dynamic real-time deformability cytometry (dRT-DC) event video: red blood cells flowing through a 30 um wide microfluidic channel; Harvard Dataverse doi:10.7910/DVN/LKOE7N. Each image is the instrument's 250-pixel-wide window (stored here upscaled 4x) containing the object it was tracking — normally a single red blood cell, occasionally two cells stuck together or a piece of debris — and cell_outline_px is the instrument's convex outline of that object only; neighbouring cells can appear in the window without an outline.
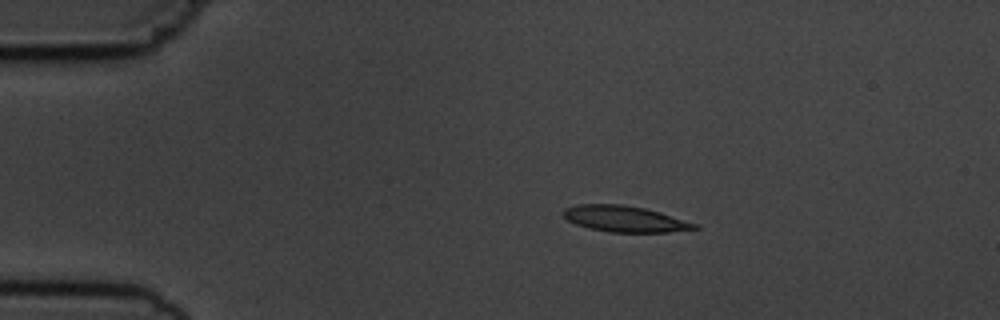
{"species": "common noctule bat (a hibernating species)", "species_latin": "Nyctalus noctula", "temperature_condition": "cold", "stored_images_in_passage": 9, "camera_frame_rate_fps": 3000, "um_per_image_px": 0.085, "animal": {"sex": "male", "body_mass_g": 19.5, "forearm_length_mm": 54.6}, "frame": {"image": 1, "passage_image": 3, "time_ms": 2.333, "image_size_px": [1000, 320], "cell_outline_px": [[700, 228], [668, 232], [608, 232], [588, 228], [576, 224], [568, 220], [560, 212], [564, 208], [576, 204], [624, 204], [644, 208], [660, 212], [700, 224]], "centroid_in_image_um": [53.1, 18.6], "position_along_channel_um": 31.9, "area_um2": 20.17}}
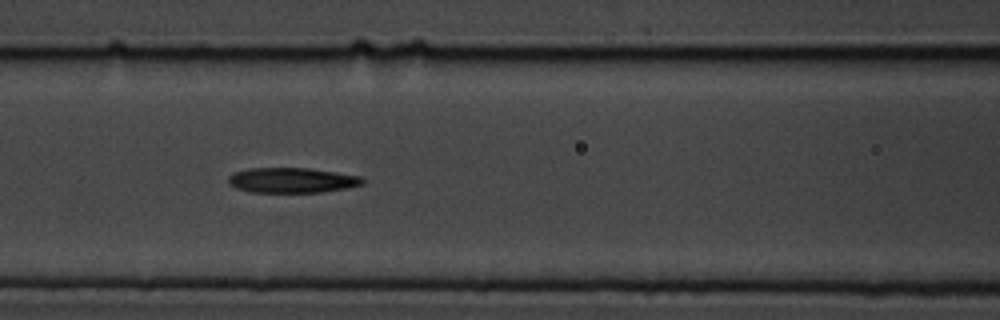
{"frame": {"image": 2, "passage_image": 7, "time_ms": 6.667, "image_size_px": [1000, 320], "cell_outline_px": [[364, 184], [348, 188], [320, 192], [248, 192], [236, 188], [228, 184], [228, 176], [232, 172], [248, 168], [308, 168], [336, 172], [360, 176], [364, 180]], "centroid_in_image_um": [24.78, 15.32], "position_along_channel_um": 141.8, "area_um2": 19.83}}
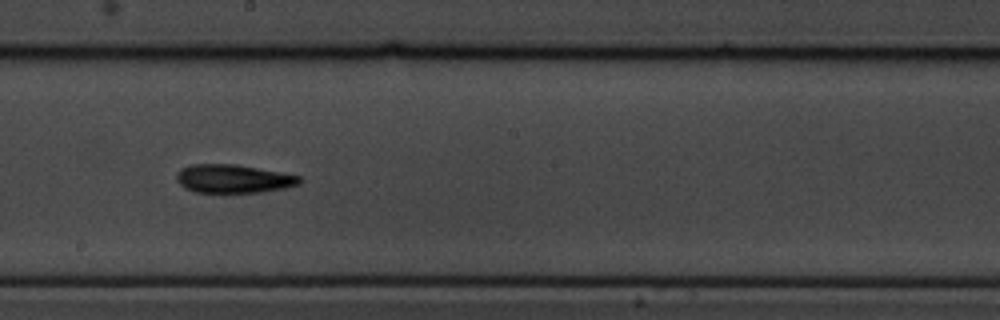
{"frame": {"image": 3, "passage_image": 9, "time_ms": 9.0, "image_size_px": [1000, 320], "cell_outline_px": [[304, 180], [300, 184], [284, 188], [264, 192], [196, 192], [184, 188], [176, 180], [176, 172], [180, 168], [192, 164], [236, 164], [280, 172], [300, 176]], "centroid_in_image_um": [19.83, 15.19], "position_along_channel_um": 228.4, "area_um2": 20.52}}